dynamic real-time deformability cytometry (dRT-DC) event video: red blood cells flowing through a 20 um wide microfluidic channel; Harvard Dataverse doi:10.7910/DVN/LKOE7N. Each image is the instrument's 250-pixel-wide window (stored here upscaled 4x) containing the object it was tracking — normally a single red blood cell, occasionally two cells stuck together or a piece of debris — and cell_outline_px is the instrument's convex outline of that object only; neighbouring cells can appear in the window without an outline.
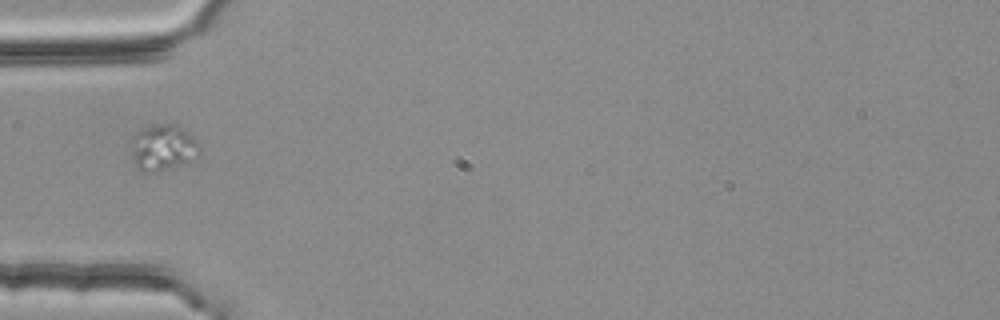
{"species": "common noctule bat (a hibernating species)", "species_latin": "Nyctalus noctula", "temperature_condition": "room temperature", "stored_images_in_passage": 1, "camera_frame_rate_fps": 3000, "um_per_image_px": 0.085, "animal": {"sex": "female", "body_mass_g": 25.1}, "frame": {"image": 1, "passage_image": 1, "time_ms": 0.0, "image_size_px": [1000, 320], "cell_outline_px": [[196, 144], [188, 160], [180, 164], [152, 172], [144, 172], [136, 168], [132, 164], [132, 136], [136, 132], [152, 124], [176, 124]], "centroid_in_image_um": [13.65, 12.53], "position_along_channel_um": 71.4, "area_um2": 17.17}}